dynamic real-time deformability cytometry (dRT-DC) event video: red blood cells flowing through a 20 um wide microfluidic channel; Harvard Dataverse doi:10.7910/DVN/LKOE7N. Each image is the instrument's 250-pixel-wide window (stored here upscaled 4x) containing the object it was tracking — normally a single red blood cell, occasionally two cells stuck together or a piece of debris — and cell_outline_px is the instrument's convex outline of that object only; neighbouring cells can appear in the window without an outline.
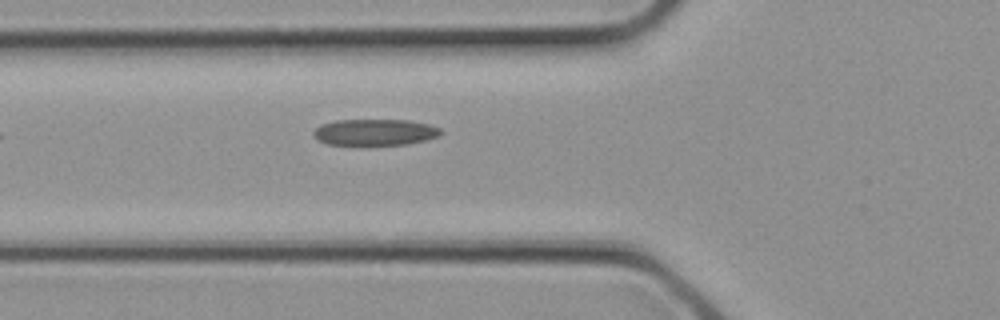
{"species": "common noctule bat (a hibernating species)", "species_latin": "Nyctalus noctula", "temperature_condition": "cold", "stored_images_in_passage": 3, "camera_frame_rate_fps": 3000, "um_per_image_px": 0.085, "animal": {"sex": "female", "body_mass_g": 21.9}, "frame": {"image": 1, "passage_image": 3, "time_ms": 0.667, "image_size_px": [1000, 320], "cell_outline_px": [[444, 132], [440, 136], [408, 144], [368, 148], [328, 144], [312, 136], [312, 132], [320, 124], [336, 120], [408, 120], [428, 124], [440, 128]], "centroid_in_image_um": [31.85, 11.29], "position_along_channel_um": 94.0, "area_um2": 20.58}}